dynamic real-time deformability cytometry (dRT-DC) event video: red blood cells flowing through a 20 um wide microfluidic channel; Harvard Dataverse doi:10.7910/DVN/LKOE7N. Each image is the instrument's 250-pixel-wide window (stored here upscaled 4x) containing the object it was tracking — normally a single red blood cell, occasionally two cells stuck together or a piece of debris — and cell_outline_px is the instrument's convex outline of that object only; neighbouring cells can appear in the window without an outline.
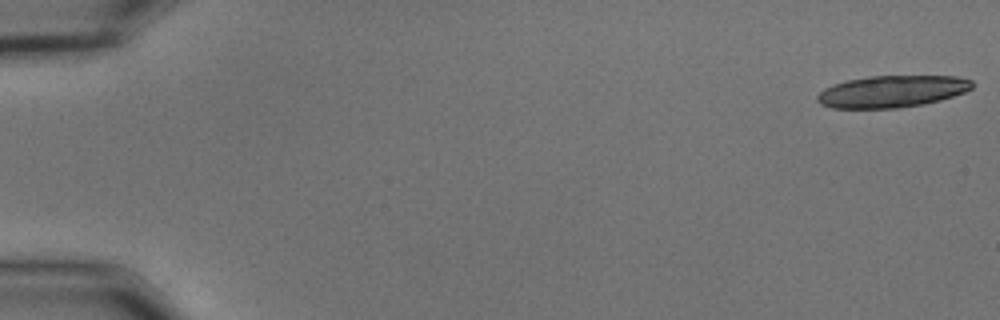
{"species": "common noctule bat (a hibernating species)", "species_latin": "Nyctalus noctula", "temperature_condition": "cold", "stored_images_in_passage": 12, "camera_frame_rate_fps": 3000, "um_per_image_px": 0.085, "animal": {"sex": "male", "body_mass_g": 15.6}, "frame": {"image": 1, "passage_image": 1, "time_ms": 0.0, "image_size_px": [1000, 320], "cell_outline_px": [[972, 88], [964, 92], [940, 100], [924, 104], [900, 108], [832, 108], [820, 104], [816, 100], [816, 96], [824, 88], [832, 84], [848, 80], [868, 76], [956, 76], [972, 80]], "centroid_in_image_um": [75.78, 7.77], "position_along_channel_um": 9.2, "area_um2": 28.84}}